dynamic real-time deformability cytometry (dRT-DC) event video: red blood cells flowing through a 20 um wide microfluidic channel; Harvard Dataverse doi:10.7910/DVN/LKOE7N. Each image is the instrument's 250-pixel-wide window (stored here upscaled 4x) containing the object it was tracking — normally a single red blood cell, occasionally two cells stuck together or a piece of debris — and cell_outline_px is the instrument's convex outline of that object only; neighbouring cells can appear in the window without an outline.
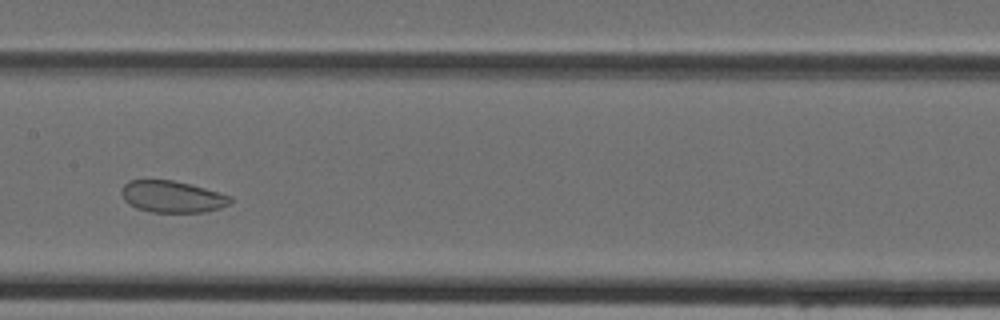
{"species": "Egyptian fruit bat (a non-hibernating species)", "species_latin": "Rousettus aegyptiacus", "temperature_condition": "cold", "stored_images_in_passage": 40, "camera_frame_rate_fps": 3000, "um_per_image_px": 0.085, "animal": {"sex": "female"}, "frame": {"image": 1, "passage_image": 16, "time_ms": 5.0, "image_size_px": [1000, 320], "cell_outline_px": [[232, 204], [220, 208], [204, 212], [152, 212], [136, 208], [128, 204], [124, 200], [120, 192], [120, 188], [128, 180], [172, 180], [204, 188], [232, 196]], "centroid_in_image_um": [14.62, 16.72], "position_along_channel_um": 192.8, "area_um2": 20.23}}
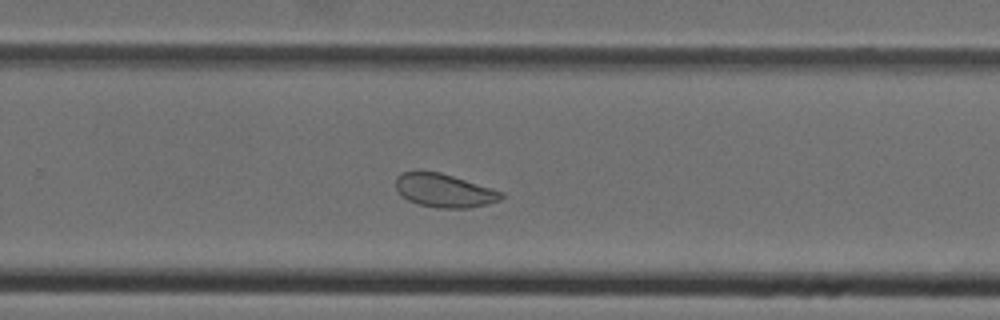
{"frame": {"image": 2, "passage_image": 23, "time_ms": 7.333, "image_size_px": [1000, 320], "cell_outline_px": [[504, 196], [500, 200], [488, 204], [468, 208], [436, 208], [420, 204], [408, 200], [400, 196], [396, 192], [396, 176], [400, 172], [416, 168], [420, 168], [440, 172], [492, 188], [504, 192]], "centroid_in_image_um": [37.69, 16.15], "position_along_channel_um": 292.1, "area_um2": 21.27}}
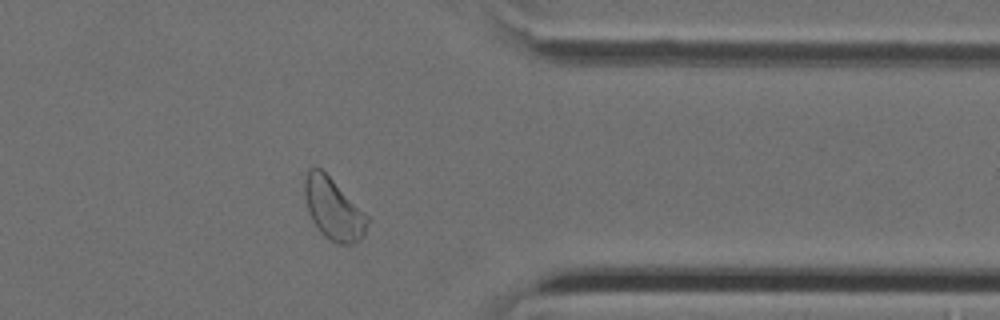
{"frame": {"image": 3, "passage_image": 30, "time_ms": 9.667, "image_size_px": [1000, 320], "cell_outline_px": [[368, 224], [364, 236], [360, 240], [352, 244], [336, 244], [324, 236], [320, 232], [312, 220], [308, 212], [304, 192], [304, 180], [308, 172], [312, 168], [320, 168], [368, 216]], "centroid_in_image_um": [28.34, 17.81], "position_along_channel_um": 383.1, "area_um2": 22.14}}